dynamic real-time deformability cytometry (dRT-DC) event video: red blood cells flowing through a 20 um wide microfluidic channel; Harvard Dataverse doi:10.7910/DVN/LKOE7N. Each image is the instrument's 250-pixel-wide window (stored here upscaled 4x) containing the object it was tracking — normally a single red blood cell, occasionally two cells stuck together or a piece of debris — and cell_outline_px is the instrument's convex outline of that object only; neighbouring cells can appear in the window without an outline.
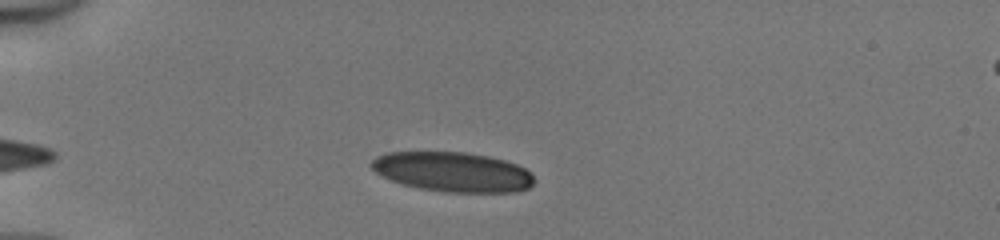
{"species": "human", "species_latin": "Homo sapiens", "temperature_condition": "cold", "stored_images_in_passage": 39, "camera_frame_rate_fps": 3000, "um_per_image_px": 0.085, "donor": {"sex": "male"}, "frame": {"image": 1, "passage_image": 3, "time_ms": 0.667, "image_size_px": [1000, 240], "cell_outline_px": [[536, 180], [528, 188], [516, 192], [448, 192], [420, 188], [400, 184], [380, 176], [368, 164], [376, 156], [388, 152], [464, 152], [488, 156], [504, 160], [516, 164], [532, 172]], "centroid_in_image_um": [38.47, 14.61], "position_along_channel_um": 46.5, "area_um2": 37.92}}
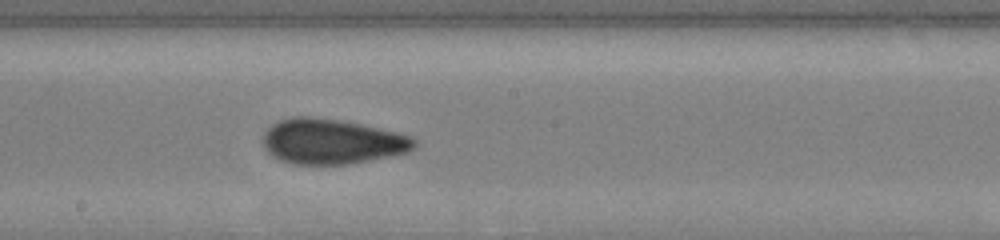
{"frame": {"image": 2, "passage_image": 18, "time_ms": 5.667, "image_size_px": [1000, 240], "cell_outline_px": [[416, 148], [408, 152], [348, 164], [292, 164], [280, 160], [272, 156], [264, 148], [264, 132], [272, 124], [280, 120], [292, 116], [312, 116], [340, 120], [360, 124], [396, 132], [412, 136], [416, 140]], "centroid_in_image_um": [28.19, 12.02], "position_along_channel_um": 220.0, "area_um2": 39.77}}
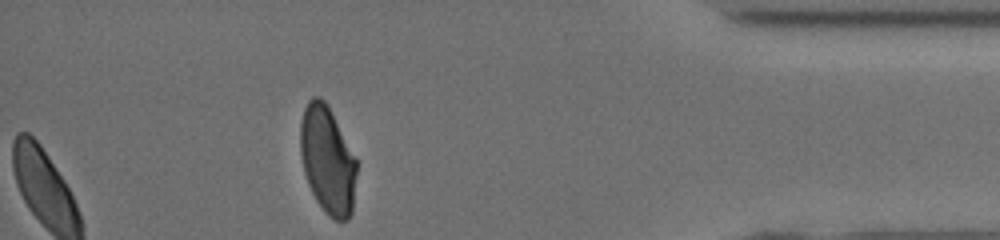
{"frame": {"image": 3, "passage_image": 34, "time_ms": 11.0, "image_size_px": [1000, 240], "cell_outline_px": [[356, 172], [352, 212], [348, 220], [336, 220], [328, 216], [316, 200], [308, 184], [304, 172], [300, 152], [300, 124], [304, 108], [308, 100], [312, 96], [320, 96], [328, 104], [356, 156]], "centroid_in_image_um": [27.84, 13.57], "position_along_channel_um": 407.4, "area_um2": 35.6}, "authors_computed_cell_mechanics": {"area_um2": 38.2636, "velocity_mm_per_s": 4.1627, "shape_relaxation_time_tau1_ms": 5.1387, "shape_relaxation_time_tau2_ms": 1.0822, "deformation_change_tau1": 0.1533, "deformation_change_tau2": 0.0751}}